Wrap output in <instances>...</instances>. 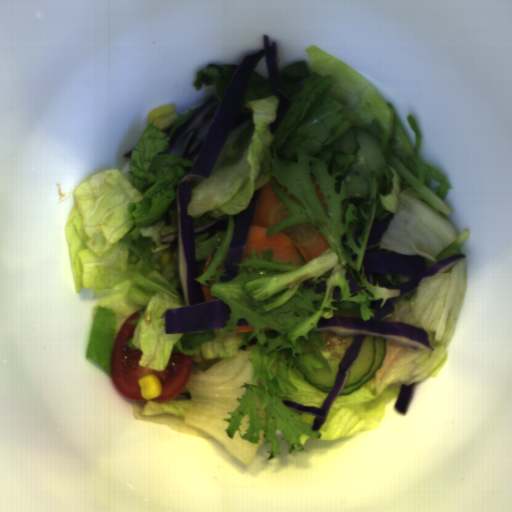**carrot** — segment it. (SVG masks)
I'll return each mask as SVG.
<instances>
[{
	"label": "carrot",
	"mask_w": 512,
	"mask_h": 512,
	"mask_svg": "<svg viewBox=\"0 0 512 512\" xmlns=\"http://www.w3.org/2000/svg\"><path fill=\"white\" fill-rule=\"evenodd\" d=\"M290 214L274 195L269 183H265L261 187L260 200L240 262L252 258L253 250L260 259L262 250L266 252L271 248L273 261L305 265L330 246L321 231L310 222L291 225L266 236L268 228Z\"/></svg>",
	"instance_id": "b8716197"
},
{
	"label": "carrot",
	"mask_w": 512,
	"mask_h": 512,
	"mask_svg": "<svg viewBox=\"0 0 512 512\" xmlns=\"http://www.w3.org/2000/svg\"><path fill=\"white\" fill-rule=\"evenodd\" d=\"M310 180H311V182H312V184H313V186H314V188H315V191H316V193H317V195H318V197H319V199H320V202H321V204H322L323 210H324V212H325V214H326L328 207H327V205H326V203H325V201H324V194H322V193L319 191V185H317V184L315 183L316 178H315V175H313L312 173H311V176H310Z\"/></svg>",
	"instance_id": "cead05ca"
},
{
	"label": "carrot",
	"mask_w": 512,
	"mask_h": 512,
	"mask_svg": "<svg viewBox=\"0 0 512 512\" xmlns=\"http://www.w3.org/2000/svg\"><path fill=\"white\" fill-rule=\"evenodd\" d=\"M272 176V175H271ZM272 178L274 179V181L276 182L277 186L279 187V189L281 190L282 188L284 189V192L286 194L288 188L285 187L284 185H281L273 176ZM288 197H290L295 203H297L298 205H300L301 207H303V205L298 201V199L293 196L292 194H286ZM304 208V207H303ZM305 209V208H304Z\"/></svg>",
	"instance_id": "1c9b5961"
},
{
	"label": "carrot",
	"mask_w": 512,
	"mask_h": 512,
	"mask_svg": "<svg viewBox=\"0 0 512 512\" xmlns=\"http://www.w3.org/2000/svg\"><path fill=\"white\" fill-rule=\"evenodd\" d=\"M235 329L240 331L241 333H250L254 331L253 326L249 325H236Z\"/></svg>",
	"instance_id": "07d2c1c8"
},
{
	"label": "carrot",
	"mask_w": 512,
	"mask_h": 512,
	"mask_svg": "<svg viewBox=\"0 0 512 512\" xmlns=\"http://www.w3.org/2000/svg\"><path fill=\"white\" fill-rule=\"evenodd\" d=\"M201 284V283H200ZM202 288H203V292H204V296H205V300L206 302L207 301H210V300H213V299H216L214 298L212 295H211V290L209 288V286H206V285H203L201 284Z\"/></svg>",
	"instance_id": "79d8ee17"
},
{
	"label": "carrot",
	"mask_w": 512,
	"mask_h": 512,
	"mask_svg": "<svg viewBox=\"0 0 512 512\" xmlns=\"http://www.w3.org/2000/svg\"><path fill=\"white\" fill-rule=\"evenodd\" d=\"M213 257V251L211 252L210 256L207 258V261L205 263V267H204V270L207 268V266L209 265L211 259Z\"/></svg>",
	"instance_id": "46ec933d"
}]
</instances>
